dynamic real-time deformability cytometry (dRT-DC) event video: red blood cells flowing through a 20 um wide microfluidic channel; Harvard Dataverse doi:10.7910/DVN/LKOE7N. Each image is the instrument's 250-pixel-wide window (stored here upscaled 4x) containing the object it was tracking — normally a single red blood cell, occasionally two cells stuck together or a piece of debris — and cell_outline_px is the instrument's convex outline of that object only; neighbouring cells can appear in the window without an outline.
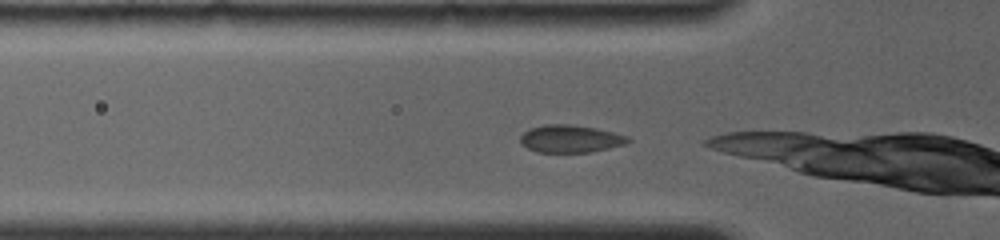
{"species": "common noctule bat (a hibernating species)", "species_latin": "Nyctalus noctula", "temperature_condition": "room temperature", "stored_images_in_passage": 3, "camera_frame_rate_fps": 4000, "um_per_image_px": 0.085, "animal": {"sex": "female", "body_mass_g": 19.0, "forearm_length_mm": 56.7}, "frame": {"image": 1, "passage_image": 2, "time_ms": 0.25, "image_size_px": [1000, 240], "cell_outline_px": [[632, 140], [624, 144], [592, 152], [536, 152], [520, 144], [520, 136], [528, 128], [544, 124], [572, 124], [596, 128], [628, 136]], "centroid_in_image_um": [48.45, 11.79], "position_along_channel_um": 77.4, "area_um2": 17.4}}